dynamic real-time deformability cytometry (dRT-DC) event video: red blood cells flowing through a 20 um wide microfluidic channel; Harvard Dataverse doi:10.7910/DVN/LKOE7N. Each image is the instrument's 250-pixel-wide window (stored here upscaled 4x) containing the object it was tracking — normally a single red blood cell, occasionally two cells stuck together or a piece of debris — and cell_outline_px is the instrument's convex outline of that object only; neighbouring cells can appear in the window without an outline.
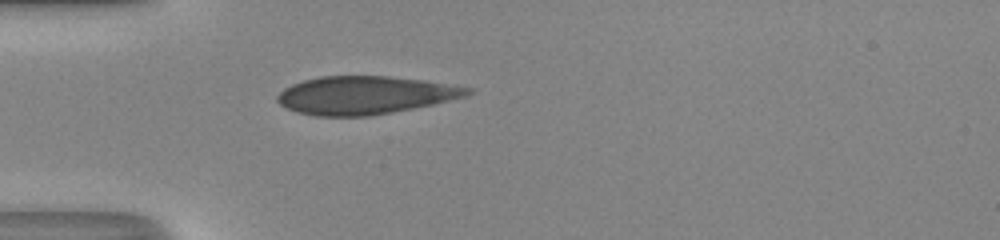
{"species": "human", "species_latin": "Homo sapiens", "temperature_condition": "room temperature", "stored_images_in_passage": 35, "camera_frame_rate_fps": 3000, "um_per_image_px": 0.085, "donor": {"sex": "male"}, "frame": {"image": 1, "passage_image": 1, "time_ms": 0.0, "image_size_px": [1000, 240], "cell_outline_px": [[476, 92], [468, 96], [432, 104], [392, 112], [368, 116], [316, 116], [296, 112], [280, 104], [276, 100], [276, 96], [284, 88], [292, 84], [304, 80], [320, 76], [388, 76], [424, 80], [472, 88]], "centroid_in_image_um": [31.03, 8.08], "position_along_channel_um": 54.0, "area_um2": 42.14}}
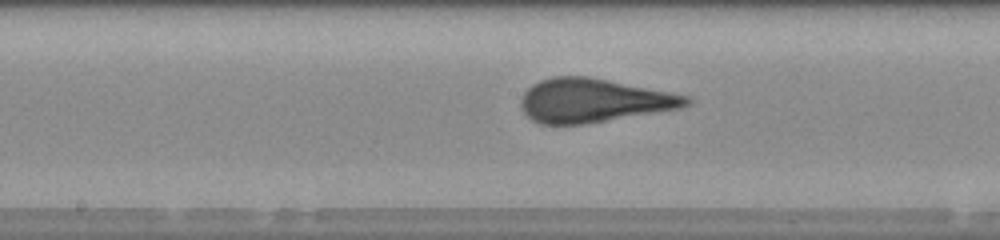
{"frame": {"image": 2, "passage_image": 12, "time_ms": 3.667, "image_size_px": [1000, 240], "cell_outline_px": [[692, 104], [680, 108], [584, 124], [540, 124], [532, 120], [520, 108], [520, 100], [524, 92], [532, 84], [540, 80], [552, 76], [588, 76], [688, 96], [692, 100]], "centroid_in_image_um": [50.4, 8.54], "position_along_channel_um": 197.8, "area_um2": 41.91}}
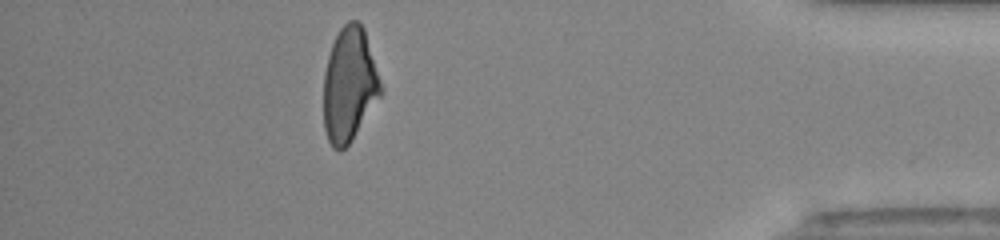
{"frame": {"image": 3, "passage_image": 30, "time_ms": 9.667, "image_size_px": [1000, 240], "cell_outline_px": [[384, 92], [352, 140], [340, 152], [332, 148], [328, 140], [324, 128], [324, 72], [328, 56], [332, 44], [340, 28], [348, 20], [360, 20], [364, 28], [384, 88]], "centroid_in_image_um": [29.72, 7.2], "position_along_channel_um": 405.5, "area_um2": 38.61}, "authors_computed_cell_mechanics": {"area_um2": 41.5582, "velocity_mm_per_s": 4.2074, "shape_relaxation_time_tau1_ms": 6.2781, "shape_relaxation_time_tau2_ms": null, "deformation_change_tau1": 0.2087, "deformation_change_tau2": null}}